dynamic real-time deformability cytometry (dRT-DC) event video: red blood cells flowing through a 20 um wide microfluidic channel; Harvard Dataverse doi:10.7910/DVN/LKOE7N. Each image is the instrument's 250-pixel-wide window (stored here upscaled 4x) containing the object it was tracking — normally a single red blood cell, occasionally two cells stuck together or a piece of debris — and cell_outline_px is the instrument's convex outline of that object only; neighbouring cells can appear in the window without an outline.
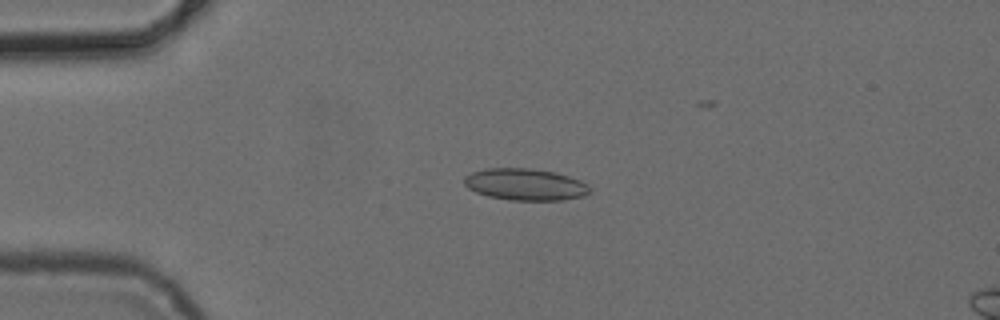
{"species": "common noctule bat (a hibernating species)", "species_latin": "Nyctalus noctula", "temperature_condition": "cold", "stored_images_in_passage": 6, "camera_frame_rate_fps": 3000, "um_per_image_px": 0.085, "animal": {"sex": "female", "body_mass_g": 24.6, "forearm_length_mm": 56.2}, "frame": {"image": 1, "passage_image": 4, "time_ms": 3.667, "image_size_px": [1000, 320], "cell_outline_px": [[592, 192], [584, 196], [560, 200], [508, 200], [488, 196], [476, 192], [468, 188], [464, 184], [464, 176], [472, 172], [484, 168], [528, 168], [556, 172], [580, 180], [588, 184]], "centroid_in_image_um": [44.65, 15.67], "position_along_channel_um": 40.3, "area_um2": 23.41}}